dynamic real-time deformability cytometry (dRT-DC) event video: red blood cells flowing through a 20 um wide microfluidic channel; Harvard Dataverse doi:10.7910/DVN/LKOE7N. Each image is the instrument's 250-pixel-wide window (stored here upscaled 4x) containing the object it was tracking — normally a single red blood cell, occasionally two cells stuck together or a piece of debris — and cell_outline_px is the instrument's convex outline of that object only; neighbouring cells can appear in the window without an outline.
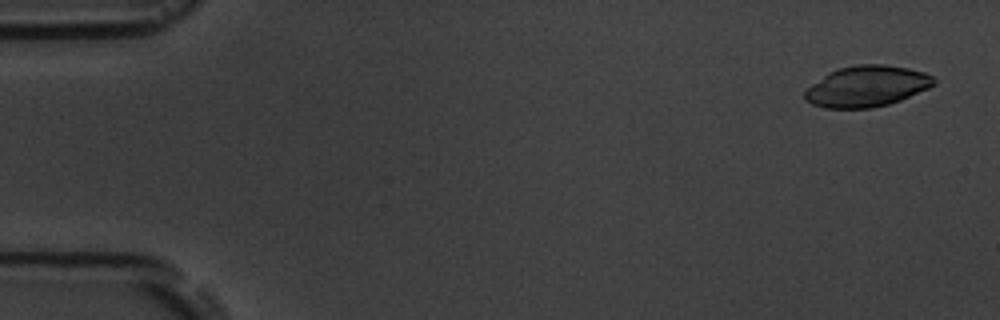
{"species": "common noctule bat (a hibernating species)", "species_latin": "Nyctalus noctula", "temperature_condition": "room temperature", "stored_images_in_passage": 4, "camera_frame_rate_fps": 3000, "um_per_image_px": 0.085, "animal": {"sex": "male", "body_mass_g": 19.5, "forearm_length_mm": 54.6}, "frame": {"image": 1, "passage_image": 1, "time_ms": 0.0, "image_size_px": [1000, 320], "cell_outline_px": [[936, 84], [928, 88], [900, 100], [888, 104], [872, 108], [824, 108], [812, 104], [804, 100], [804, 92], [812, 84], [828, 72], [840, 68], [856, 64], [884, 64], [908, 68], [924, 72], [932, 76], [936, 80]], "centroid_in_image_um": [73.67, 7.33], "position_along_channel_um": 11.3, "area_um2": 30.81}}